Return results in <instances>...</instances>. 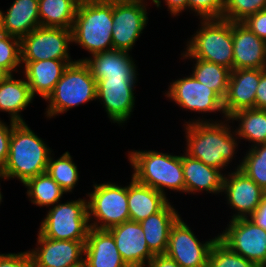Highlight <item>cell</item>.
I'll return each mask as SVG.
<instances>
[{"mask_svg": "<svg viewBox=\"0 0 266 267\" xmlns=\"http://www.w3.org/2000/svg\"><path fill=\"white\" fill-rule=\"evenodd\" d=\"M229 123H231L229 118L214 121L211 118L201 119V116L185 120L183 131L186 146L183 152L224 172L236 157L240 143L234 126Z\"/></svg>", "mask_w": 266, "mask_h": 267, "instance_id": "cell-1", "label": "cell"}, {"mask_svg": "<svg viewBox=\"0 0 266 267\" xmlns=\"http://www.w3.org/2000/svg\"><path fill=\"white\" fill-rule=\"evenodd\" d=\"M53 150L25 123L12 128L9 153L0 169L3 181L16 179L25 183L28 179L45 173Z\"/></svg>", "mask_w": 266, "mask_h": 267, "instance_id": "cell-2", "label": "cell"}, {"mask_svg": "<svg viewBox=\"0 0 266 267\" xmlns=\"http://www.w3.org/2000/svg\"><path fill=\"white\" fill-rule=\"evenodd\" d=\"M127 153L130 166L133 168L131 176L137 182L150 186L165 197L167 190L185 194L182 153L173 155L157 150L140 149Z\"/></svg>", "mask_w": 266, "mask_h": 267, "instance_id": "cell-3", "label": "cell"}, {"mask_svg": "<svg viewBox=\"0 0 266 267\" xmlns=\"http://www.w3.org/2000/svg\"><path fill=\"white\" fill-rule=\"evenodd\" d=\"M113 0L79 3L72 26V43L89 54L113 49Z\"/></svg>", "mask_w": 266, "mask_h": 267, "instance_id": "cell-4", "label": "cell"}, {"mask_svg": "<svg viewBox=\"0 0 266 267\" xmlns=\"http://www.w3.org/2000/svg\"><path fill=\"white\" fill-rule=\"evenodd\" d=\"M97 82L84 61L75 60L63 72L53 91L45 99V116L55 118L74 107L96 101Z\"/></svg>", "mask_w": 266, "mask_h": 267, "instance_id": "cell-5", "label": "cell"}, {"mask_svg": "<svg viewBox=\"0 0 266 267\" xmlns=\"http://www.w3.org/2000/svg\"><path fill=\"white\" fill-rule=\"evenodd\" d=\"M186 42L181 58H197L233 70L232 22L225 19L200 20L197 31Z\"/></svg>", "mask_w": 266, "mask_h": 267, "instance_id": "cell-6", "label": "cell"}, {"mask_svg": "<svg viewBox=\"0 0 266 267\" xmlns=\"http://www.w3.org/2000/svg\"><path fill=\"white\" fill-rule=\"evenodd\" d=\"M86 197L90 227L109 230L130 220L128 185L121 186L111 181L94 183L93 191Z\"/></svg>", "mask_w": 266, "mask_h": 267, "instance_id": "cell-7", "label": "cell"}, {"mask_svg": "<svg viewBox=\"0 0 266 267\" xmlns=\"http://www.w3.org/2000/svg\"><path fill=\"white\" fill-rule=\"evenodd\" d=\"M61 202L48 208L38 232L53 240L86 241L90 229L87 198Z\"/></svg>", "mask_w": 266, "mask_h": 267, "instance_id": "cell-8", "label": "cell"}, {"mask_svg": "<svg viewBox=\"0 0 266 267\" xmlns=\"http://www.w3.org/2000/svg\"><path fill=\"white\" fill-rule=\"evenodd\" d=\"M72 30L39 26L20 39L21 62L72 60Z\"/></svg>", "mask_w": 266, "mask_h": 267, "instance_id": "cell-9", "label": "cell"}, {"mask_svg": "<svg viewBox=\"0 0 266 267\" xmlns=\"http://www.w3.org/2000/svg\"><path fill=\"white\" fill-rule=\"evenodd\" d=\"M218 239L230 250L253 262L257 267H266V230L250 218L230 220Z\"/></svg>", "mask_w": 266, "mask_h": 267, "instance_id": "cell-10", "label": "cell"}, {"mask_svg": "<svg viewBox=\"0 0 266 267\" xmlns=\"http://www.w3.org/2000/svg\"><path fill=\"white\" fill-rule=\"evenodd\" d=\"M147 0H113V49L131 52L148 24Z\"/></svg>", "mask_w": 266, "mask_h": 267, "instance_id": "cell-11", "label": "cell"}, {"mask_svg": "<svg viewBox=\"0 0 266 267\" xmlns=\"http://www.w3.org/2000/svg\"><path fill=\"white\" fill-rule=\"evenodd\" d=\"M164 96L185 111L206 114L217 112L226 118L223 99L212 89L199 82L191 73L186 77L172 80ZM203 112V113H202Z\"/></svg>", "mask_w": 266, "mask_h": 267, "instance_id": "cell-12", "label": "cell"}, {"mask_svg": "<svg viewBox=\"0 0 266 267\" xmlns=\"http://www.w3.org/2000/svg\"><path fill=\"white\" fill-rule=\"evenodd\" d=\"M217 239L218 235L200 242L180 217L171 228L165 254L180 267H208L209 253Z\"/></svg>", "mask_w": 266, "mask_h": 267, "instance_id": "cell-13", "label": "cell"}, {"mask_svg": "<svg viewBox=\"0 0 266 267\" xmlns=\"http://www.w3.org/2000/svg\"><path fill=\"white\" fill-rule=\"evenodd\" d=\"M95 80L97 82L96 101L99 100L103 104L107 117L112 123L123 127L135 110L134 90L138 79Z\"/></svg>", "mask_w": 266, "mask_h": 267, "instance_id": "cell-14", "label": "cell"}, {"mask_svg": "<svg viewBox=\"0 0 266 267\" xmlns=\"http://www.w3.org/2000/svg\"><path fill=\"white\" fill-rule=\"evenodd\" d=\"M233 170V171H232ZM225 173L222 194L229 208L234 210L231 219L249 218L258 208L266 192L240 169Z\"/></svg>", "mask_w": 266, "mask_h": 267, "instance_id": "cell-15", "label": "cell"}, {"mask_svg": "<svg viewBox=\"0 0 266 267\" xmlns=\"http://www.w3.org/2000/svg\"><path fill=\"white\" fill-rule=\"evenodd\" d=\"M34 249L29 250L34 267H71L84 261L86 241L53 240L37 233Z\"/></svg>", "mask_w": 266, "mask_h": 267, "instance_id": "cell-16", "label": "cell"}, {"mask_svg": "<svg viewBox=\"0 0 266 267\" xmlns=\"http://www.w3.org/2000/svg\"><path fill=\"white\" fill-rule=\"evenodd\" d=\"M116 243L122 259L129 267H147L154 255L145 240L144 231L139 222L125 221L108 230Z\"/></svg>", "mask_w": 266, "mask_h": 267, "instance_id": "cell-17", "label": "cell"}, {"mask_svg": "<svg viewBox=\"0 0 266 267\" xmlns=\"http://www.w3.org/2000/svg\"><path fill=\"white\" fill-rule=\"evenodd\" d=\"M233 70L266 69V41L242 22H232Z\"/></svg>", "mask_w": 266, "mask_h": 267, "instance_id": "cell-18", "label": "cell"}, {"mask_svg": "<svg viewBox=\"0 0 266 267\" xmlns=\"http://www.w3.org/2000/svg\"><path fill=\"white\" fill-rule=\"evenodd\" d=\"M266 69L231 70L227 94L223 100L226 118L239 110L255 108V95Z\"/></svg>", "mask_w": 266, "mask_h": 267, "instance_id": "cell-19", "label": "cell"}, {"mask_svg": "<svg viewBox=\"0 0 266 267\" xmlns=\"http://www.w3.org/2000/svg\"><path fill=\"white\" fill-rule=\"evenodd\" d=\"M78 61L87 64L95 79H138V66L127 51L112 49L80 58Z\"/></svg>", "mask_w": 266, "mask_h": 267, "instance_id": "cell-20", "label": "cell"}, {"mask_svg": "<svg viewBox=\"0 0 266 267\" xmlns=\"http://www.w3.org/2000/svg\"><path fill=\"white\" fill-rule=\"evenodd\" d=\"M74 60L47 59L36 62H21L22 74L27 81L31 95L45 100L61 79L66 67Z\"/></svg>", "mask_w": 266, "mask_h": 267, "instance_id": "cell-21", "label": "cell"}, {"mask_svg": "<svg viewBox=\"0 0 266 267\" xmlns=\"http://www.w3.org/2000/svg\"><path fill=\"white\" fill-rule=\"evenodd\" d=\"M182 167L186 194L206 192L222 195L225 172L208 166L185 152L182 154Z\"/></svg>", "mask_w": 266, "mask_h": 267, "instance_id": "cell-22", "label": "cell"}, {"mask_svg": "<svg viewBox=\"0 0 266 267\" xmlns=\"http://www.w3.org/2000/svg\"><path fill=\"white\" fill-rule=\"evenodd\" d=\"M84 261L87 267H129L108 230L90 227L85 242Z\"/></svg>", "mask_w": 266, "mask_h": 267, "instance_id": "cell-23", "label": "cell"}, {"mask_svg": "<svg viewBox=\"0 0 266 267\" xmlns=\"http://www.w3.org/2000/svg\"><path fill=\"white\" fill-rule=\"evenodd\" d=\"M181 217L170 201L157 213L139 222L153 255L165 254L172 226Z\"/></svg>", "mask_w": 266, "mask_h": 267, "instance_id": "cell-24", "label": "cell"}, {"mask_svg": "<svg viewBox=\"0 0 266 267\" xmlns=\"http://www.w3.org/2000/svg\"><path fill=\"white\" fill-rule=\"evenodd\" d=\"M33 100L25 78L16 79L14 74H9L0 82V112H7L9 121L25 123L21 112L30 106Z\"/></svg>", "mask_w": 266, "mask_h": 267, "instance_id": "cell-25", "label": "cell"}, {"mask_svg": "<svg viewBox=\"0 0 266 267\" xmlns=\"http://www.w3.org/2000/svg\"><path fill=\"white\" fill-rule=\"evenodd\" d=\"M4 12L3 29L8 35L21 39L40 26L38 0H14Z\"/></svg>", "mask_w": 266, "mask_h": 267, "instance_id": "cell-26", "label": "cell"}, {"mask_svg": "<svg viewBox=\"0 0 266 267\" xmlns=\"http://www.w3.org/2000/svg\"><path fill=\"white\" fill-rule=\"evenodd\" d=\"M169 200L157 190L131 177L128 185V208L131 221L141 222L148 216L159 212Z\"/></svg>", "mask_w": 266, "mask_h": 267, "instance_id": "cell-27", "label": "cell"}, {"mask_svg": "<svg viewBox=\"0 0 266 267\" xmlns=\"http://www.w3.org/2000/svg\"><path fill=\"white\" fill-rule=\"evenodd\" d=\"M229 119L232 125L238 121L235 132L240 141H249L250 147L266 143V110L243 109L232 114Z\"/></svg>", "mask_w": 266, "mask_h": 267, "instance_id": "cell-28", "label": "cell"}, {"mask_svg": "<svg viewBox=\"0 0 266 267\" xmlns=\"http://www.w3.org/2000/svg\"><path fill=\"white\" fill-rule=\"evenodd\" d=\"M78 4L76 0H38L40 26L72 29Z\"/></svg>", "mask_w": 266, "mask_h": 267, "instance_id": "cell-29", "label": "cell"}, {"mask_svg": "<svg viewBox=\"0 0 266 267\" xmlns=\"http://www.w3.org/2000/svg\"><path fill=\"white\" fill-rule=\"evenodd\" d=\"M22 185L27 188L26 196L29 201L40 208L54 206L67 194L47 172L28 179Z\"/></svg>", "mask_w": 266, "mask_h": 267, "instance_id": "cell-30", "label": "cell"}, {"mask_svg": "<svg viewBox=\"0 0 266 267\" xmlns=\"http://www.w3.org/2000/svg\"><path fill=\"white\" fill-rule=\"evenodd\" d=\"M195 60L191 74L202 84L214 90L223 100L227 94L228 83L230 79L231 69L213 62L201 60L197 58H180ZM193 59V60H192ZM195 62V63H194Z\"/></svg>", "mask_w": 266, "mask_h": 267, "instance_id": "cell-31", "label": "cell"}, {"mask_svg": "<svg viewBox=\"0 0 266 267\" xmlns=\"http://www.w3.org/2000/svg\"><path fill=\"white\" fill-rule=\"evenodd\" d=\"M53 155V153L50 155L46 172L66 193L72 194L80 179L77 164L69 151L64 152L58 158Z\"/></svg>", "mask_w": 266, "mask_h": 267, "instance_id": "cell-32", "label": "cell"}, {"mask_svg": "<svg viewBox=\"0 0 266 267\" xmlns=\"http://www.w3.org/2000/svg\"><path fill=\"white\" fill-rule=\"evenodd\" d=\"M235 169H240L266 192V143L254 145L244 153Z\"/></svg>", "mask_w": 266, "mask_h": 267, "instance_id": "cell-33", "label": "cell"}, {"mask_svg": "<svg viewBox=\"0 0 266 267\" xmlns=\"http://www.w3.org/2000/svg\"><path fill=\"white\" fill-rule=\"evenodd\" d=\"M208 267H257L253 262L230 250L219 239L212 245Z\"/></svg>", "mask_w": 266, "mask_h": 267, "instance_id": "cell-34", "label": "cell"}, {"mask_svg": "<svg viewBox=\"0 0 266 267\" xmlns=\"http://www.w3.org/2000/svg\"><path fill=\"white\" fill-rule=\"evenodd\" d=\"M0 66L9 74L15 72L20 74L22 68L20 38L6 33L0 36Z\"/></svg>", "mask_w": 266, "mask_h": 267, "instance_id": "cell-35", "label": "cell"}, {"mask_svg": "<svg viewBox=\"0 0 266 267\" xmlns=\"http://www.w3.org/2000/svg\"><path fill=\"white\" fill-rule=\"evenodd\" d=\"M266 0H224L222 19L230 22H242L249 15L264 10Z\"/></svg>", "mask_w": 266, "mask_h": 267, "instance_id": "cell-36", "label": "cell"}, {"mask_svg": "<svg viewBox=\"0 0 266 267\" xmlns=\"http://www.w3.org/2000/svg\"><path fill=\"white\" fill-rule=\"evenodd\" d=\"M188 10L199 16L198 20L222 19L224 0H188Z\"/></svg>", "mask_w": 266, "mask_h": 267, "instance_id": "cell-37", "label": "cell"}, {"mask_svg": "<svg viewBox=\"0 0 266 267\" xmlns=\"http://www.w3.org/2000/svg\"><path fill=\"white\" fill-rule=\"evenodd\" d=\"M0 267H34L29 250L18 253H0Z\"/></svg>", "mask_w": 266, "mask_h": 267, "instance_id": "cell-38", "label": "cell"}, {"mask_svg": "<svg viewBox=\"0 0 266 267\" xmlns=\"http://www.w3.org/2000/svg\"><path fill=\"white\" fill-rule=\"evenodd\" d=\"M16 122L11 121L9 125L0 118V169L5 165L10 146L12 128Z\"/></svg>", "mask_w": 266, "mask_h": 267, "instance_id": "cell-39", "label": "cell"}, {"mask_svg": "<svg viewBox=\"0 0 266 267\" xmlns=\"http://www.w3.org/2000/svg\"><path fill=\"white\" fill-rule=\"evenodd\" d=\"M252 32H254L260 39L266 41V9L249 15L242 21Z\"/></svg>", "mask_w": 266, "mask_h": 267, "instance_id": "cell-40", "label": "cell"}, {"mask_svg": "<svg viewBox=\"0 0 266 267\" xmlns=\"http://www.w3.org/2000/svg\"><path fill=\"white\" fill-rule=\"evenodd\" d=\"M165 6H167V11L174 16H180V13L187 11L188 0H163ZM151 3L158 8L161 7L162 0H153Z\"/></svg>", "mask_w": 266, "mask_h": 267, "instance_id": "cell-41", "label": "cell"}, {"mask_svg": "<svg viewBox=\"0 0 266 267\" xmlns=\"http://www.w3.org/2000/svg\"><path fill=\"white\" fill-rule=\"evenodd\" d=\"M255 108L266 110V70L262 73L256 95Z\"/></svg>", "mask_w": 266, "mask_h": 267, "instance_id": "cell-42", "label": "cell"}, {"mask_svg": "<svg viewBox=\"0 0 266 267\" xmlns=\"http://www.w3.org/2000/svg\"><path fill=\"white\" fill-rule=\"evenodd\" d=\"M254 223L266 230V194L256 211L249 217Z\"/></svg>", "mask_w": 266, "mask_h": 267, "instance_id": "cell-43", "label": "cell"}, {"mask_svg": "<svg viewBox=\"0 0 266 267\" xmlns=\"http://www.w3.org/2000/svg\"><path fill=\"white\" fill-rule=\"evenodd\" d=\"M147 267H180L166 254L154 255Z\"/></svg>", "mask_w": 266, "mask_h": 267, "instance_id": "cell-44", "label": "cell"}, {"mask_svg": "<svg viewBox=\"0 0 266 267\" xmlns=\"http://www.w3.org/2000/svg\"><path fill=\"white\" fill-rule=\"evenodd\" d=\"M8 75L9 73L0 66V82L3 81Z\"/></svg>", "mask_w": 266, "mask_h": 267, "instance_id": "cell-45", "label": "cell"}, {"mask_svg": "<svg viewBox=\"0 0 266 267\" xmlns=\"http://www.w3.org/2000/svg\"><path fill=\"white\" fill-rule=\"evenodd\" d=\"M5 34V31L3 29V17H2V13L0 10V36H3Z\"/></svg>", "mask_w": 266, "mask_h": 267, "instance_id": "cell-46", "label": "cell"}, {"mask_svg": "<svg viewBox=\"0 0 266 267\" xmlns=\"http://www.w3.org/2000/svg\"><path fill=\"white\" fill-rule=\"evenodd\" d=\"M71 267H87L85 261L79 263L78 265L71 266Z\"/></svg>", "mask_w": 266, "mask_h": 267, "instance_id": "cell-47", "label": "cell"}, {"mask_svg": "<svg viewBox=\"0 0 266 267\" xmlns=\"http://www.w3.org/2000/svg\"><path fill=\"white\" fill-rule=\"evenodd\" d=\"M1 179H3V177H1V175H0V180ZM0 187H1V183H0ZM3 195H2V193H1V188H0V204H1V202H3Z\"/></svg>", "mask_w": 266, "mask_h": 267, "instance_id": "cell-48", "label": "cell"}, {"mask_svg": "<svg viewBox=\"0 0 266 267\" xmlns=\"http://www.w3.org/2000/svg\"><path fill=\"white\" fill-rule=\"evenodd\" d=\"M78 3H82V2H85L87 0H76Z\"/></svg>", "mask_w": 266, "mask_h": 267, "instance_id": "cell-49", "label": "cell"}]
</instances>
